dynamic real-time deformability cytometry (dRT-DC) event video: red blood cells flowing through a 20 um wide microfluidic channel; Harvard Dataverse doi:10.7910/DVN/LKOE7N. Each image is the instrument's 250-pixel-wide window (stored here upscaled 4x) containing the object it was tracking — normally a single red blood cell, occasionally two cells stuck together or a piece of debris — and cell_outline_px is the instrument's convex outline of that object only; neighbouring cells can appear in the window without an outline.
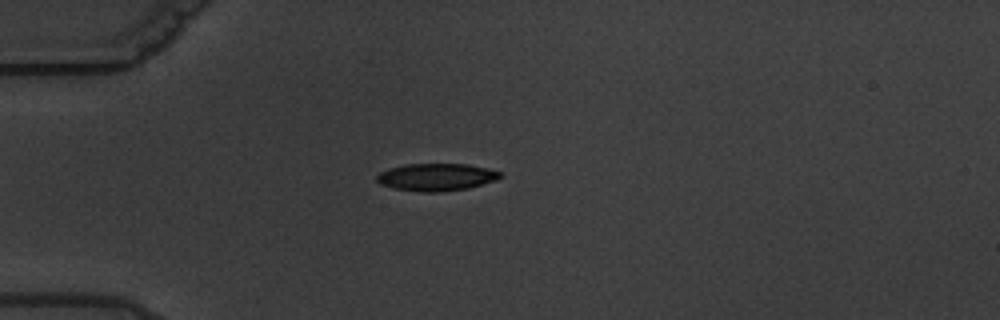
{"species": "common noctule bat (a hibernating species)", "species_latin": "Nyctalus noctula", "temperature_condition": "warm", "stored_images_in_passage": 4, "camera_frame_rate_fps": 3000, "um_per_image_px": 0.085, "animal": {"sex": "male", "body_mass_g": 19.5, "forearm_length_mm": 54.6}, "frame": {"image": 1, "passage_image": 4, "time_ms": 3.667, "image_size_px": [1000, 320], "cell_outline_px": [[504, 176], [496, 180], [468, 188], [440, 192], [420, 192], [392, 188], [380, 184], [376, 180], [376, 176], [380, 172], [388, 168], [404, 164], [468, 164], [488, 168], [500, 172]], "centroid_in_image_um": [37.08, 15.05], "position_along_channel_um": 47.9, "area_um2": 19.88}}